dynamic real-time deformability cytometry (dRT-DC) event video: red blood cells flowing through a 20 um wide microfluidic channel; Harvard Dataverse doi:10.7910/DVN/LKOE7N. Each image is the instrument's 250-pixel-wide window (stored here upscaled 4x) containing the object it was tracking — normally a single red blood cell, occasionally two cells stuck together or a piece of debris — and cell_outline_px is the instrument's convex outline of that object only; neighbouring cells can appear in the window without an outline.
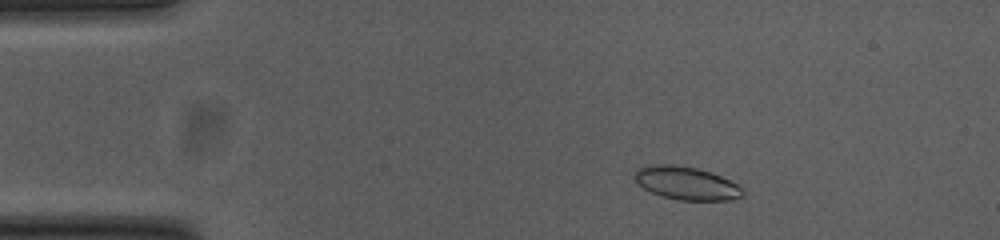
{"species": "common noctule bat (a hibernating species)", "species_latin": "Nyctalus noctula", "temperature_condition": "cold", "stored_images_in_passage": 51, "camera_frame_rate_fps": 3000, "um_per_image_px": 0.085, "animal": {"sex": "female", "body_mass_g": 23.0, "forearm_length_mm": 53.4}, "frame": {"image": 1, "passage_image": 6, "time_ms": 1.667, "image_size_px": [1000, 240], "cell_outline_px": [[744, 196], [732, 200], [680, 200], [664, 196], [652, 192], [636, 184], [632, 176], [640, 168], [656, 164], [672, 164], [696, 168], [712, 172], [736, 184], [744, 192]], "centroid_in_image_um": [58.33, 15.57], "position_along_channel_um": 26.7, "area_um2": 20.69}}
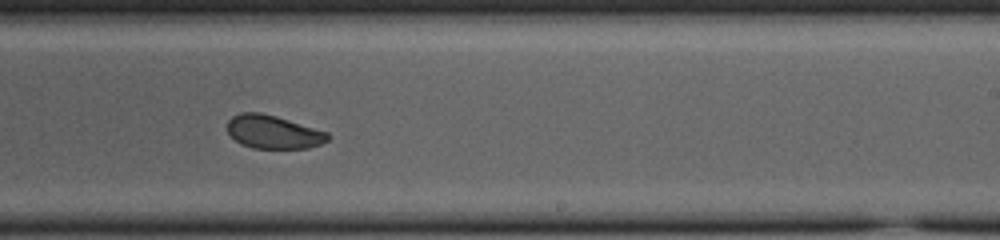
{"frame": {"image": 2, "passage_image": 30, "time_ms": 9.667, "image_size_px": [1000, 240], "cell_outline_px": [[332, 136], [328, 140], [320, 144], [308, 148], [252, 148], [240, 144], [228, 132], [228, 120], [232, 116], [240, 112], [260, 112], [276, 116], [328, 132]], "centroid_in_image_um": [23.23, 11.21], "position_along_channel_um": 265.8, "area_um2": 19.54}}
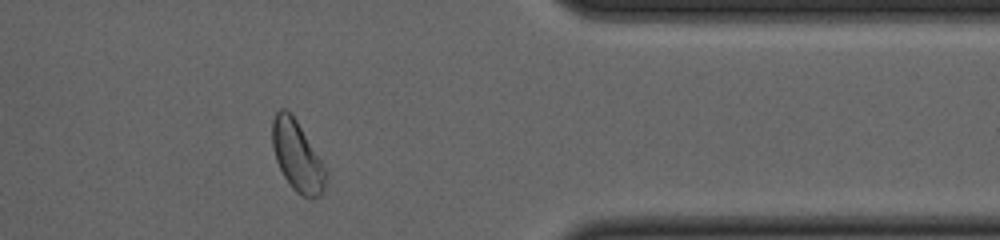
{"frame": {"image": 3, "passage_image": 41, "time_ms": 13.333, "image_size_px": [1000, 240], "cell_outline_px": [[328, 172], [324, 192], [320, 196], [312, 200], [308, 200], [300, 196], [292, 188], [284, 176], [276, 160], [272, 148], [272, 120], [276, 112], [280, 108], [284, 108], [296, 120]], "centroid_in_image_um": [25.27, 13.34], "position_along_channel_um": 386.1, "area_um2": 22.02}, "authors_computed_cell_mechanics": {"area_um2": 20.8658, "velocity_mm_per_s": 3.772, "shape_relaxation_time_tau1_ms": 8.1235, "shape_relaxation_time_tau2_ms": 2.204, "deformation_change_tau1": 0.1387, "deformation_change_tau2": 0.0621}}